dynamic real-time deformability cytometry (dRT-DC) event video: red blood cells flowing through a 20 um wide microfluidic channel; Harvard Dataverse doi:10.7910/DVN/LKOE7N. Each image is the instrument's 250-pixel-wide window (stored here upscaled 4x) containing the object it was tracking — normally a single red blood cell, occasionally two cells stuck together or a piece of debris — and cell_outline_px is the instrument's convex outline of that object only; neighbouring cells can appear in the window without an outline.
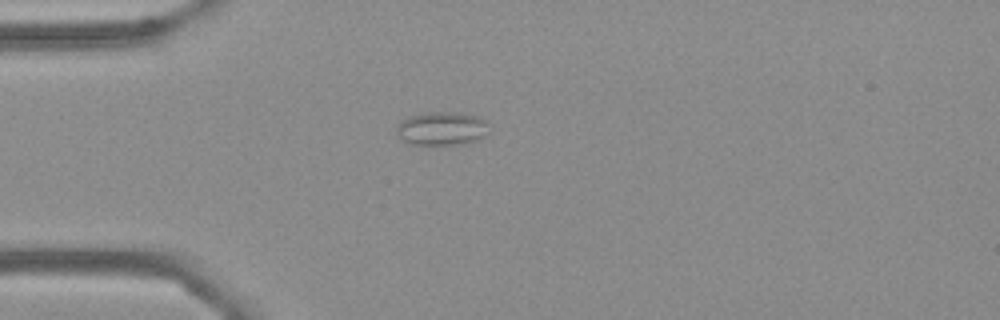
{"species": "Egyptian fruit bat (a non-hibernating species)", "species_latin": "Rousettus aegyptiacus", "temperature_condition": "cold", "stored_images_in_passage": 42, "camera_frame_rate_fps": 3000, "um_per_image_px": 0.085, "frame": {"image": 1, "passage_image": 1, "time_ms": 0.0, "image_size_px": [1000, 320], "cell_outline_px": [[488, 132], [484, 136], [476, 140], [460, 144], [412, 144], [404, 140], [396, 132], [396, 128], [400, 120], [408, 116], [424, 112], [456, 112], [476, 116], [484, 120], [488, 124]], "centroid_in_image_um": [37.53, 10.9], "position_along_channel_um": 47.5, "area_um2": 17.98}}
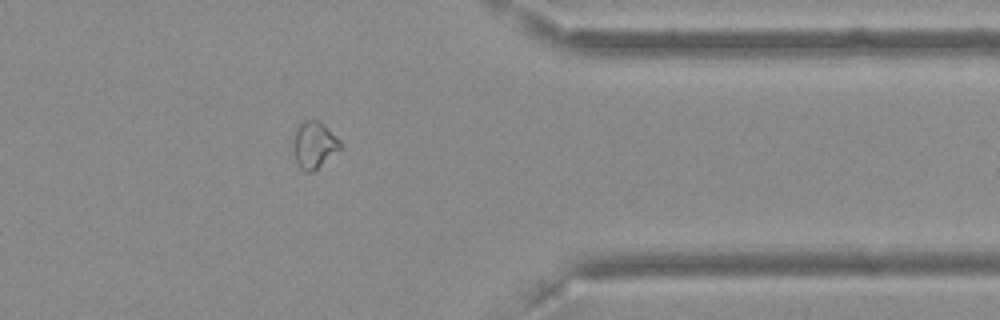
{"frame": {"image": 2, "passage_image": 31, "time_ms": 10.0, "image_size_px": [1000, 320], "cell_outline_px": [[340, 148], [312, 172], [304, 172], [300, 168], [296, 160], [292, 148], [296, 124], [304, 120], [316, 120], [324, 124], [340, 140]], "centroid_in_image_um": [26.65, 12.28], "position_along_channel_um": 384.8, "area_um2": 12.72}}
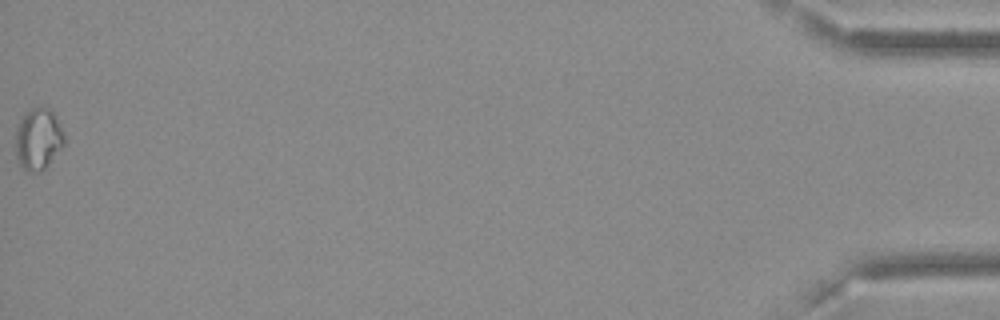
{"frame": {"image": 3, "passage_image": 42, "time_ms": 13.667, "image_size_px": [1000, 320], "cell_outline_px": [[64, 144], [48, 164], [40, 172], [28, 172], [20, 168], [16, 156], [16, 124], [32, 108], [48, 108], [56, 116], [64, 132]], "centroid_in_image_um": [3.23, 11.85], "position_along_channel_um": 432.0, "area_um2": 17.4}, "authors_computed_cell_mechanics": {"area_um2": 12.1958, "velocity_mm_per_s": 3.6383, "shape_relaxation_time_tau1_ms": null, "shape_relaxation_time_tau2_ms": 2.2179, "deformation_change_tau1": null, "deformation_change_tau2": 0.0531}}